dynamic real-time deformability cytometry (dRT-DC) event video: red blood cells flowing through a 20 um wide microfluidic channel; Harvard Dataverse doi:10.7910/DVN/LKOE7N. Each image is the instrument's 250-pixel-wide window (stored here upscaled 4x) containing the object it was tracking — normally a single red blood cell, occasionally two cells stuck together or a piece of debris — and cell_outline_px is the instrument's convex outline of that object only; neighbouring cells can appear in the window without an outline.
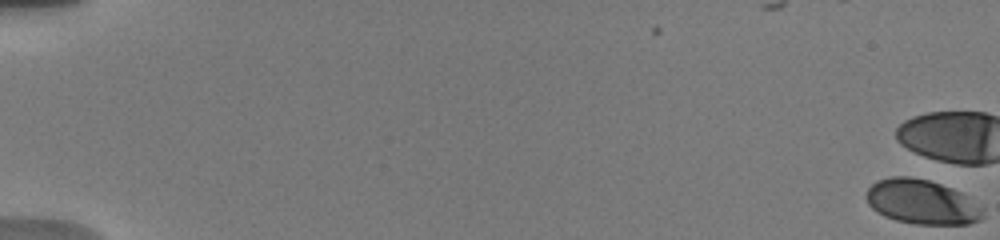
{"species": "human", "species_latin": "Homo sapiens", "temperature_condition": "warm", "stored_images_in_passage": 7, "camera_frame_rate_fps": 3000, "um_per_image_px": 0.085, "donor": {"sex": "male"}, "frame": {"image": 1, "passage_image": 1, "time_ms": 0.0, "image_size_px": [1000, 240], "cell_outline_px": [[984, 216], [980, 220], [968, 224], [916, 224], [896, 220], [884, 216], [876, 212], [868, 204], [868, 188], [876, 180], [892, 176], [908, 176], [928, 180], [952, 188], [960, 192], [984, 208]], "centroid_in_image_um": [78.37, 17.17], "position_along_channel_um": 6.6, "area_um2": 30.23}}